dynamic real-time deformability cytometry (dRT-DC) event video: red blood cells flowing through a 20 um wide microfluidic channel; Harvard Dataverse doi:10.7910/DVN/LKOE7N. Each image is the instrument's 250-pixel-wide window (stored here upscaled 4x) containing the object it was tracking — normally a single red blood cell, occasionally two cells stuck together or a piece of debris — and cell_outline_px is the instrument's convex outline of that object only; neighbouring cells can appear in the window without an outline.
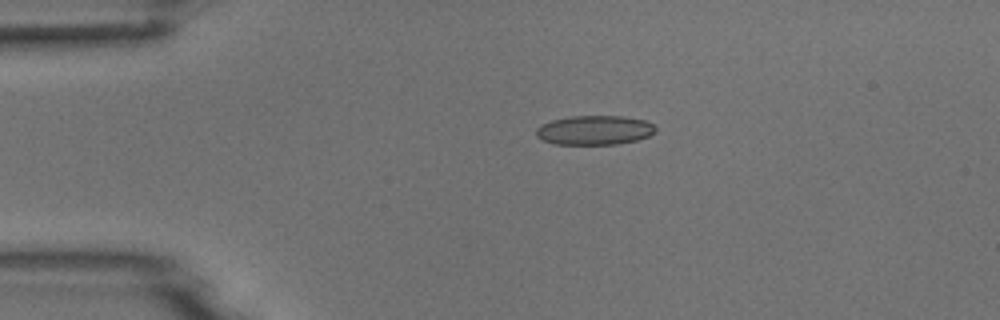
{"species": "common noctule bat (a hibernating species)", "species_latin": "Nyctalus noctula", "temperature_condition": "room temperature", "stored_images_in_passage": 2, "camera_frame_rate_fps": 3000, "um_per_image_px": 0.085, "animal": {"sex": "male", "body_mass_g": 18.8}, "frame": {"image": 1, "passage_image": 1, "time_ms": 0.0, "image_size_px": [1000, 320], "cell_outline_px": [[656, 132], [648, 136], [636, 140], [616, 144], [556, 144], [544, 140], [536, 136], [536, 128], [552, 120], [572, 116], [624, 116], [648, 120], [656, 128]], "centroid_in_image_um": [50.58, 11.05], "position_along_channel_um": 34.4, "area_um2": 20.35}}